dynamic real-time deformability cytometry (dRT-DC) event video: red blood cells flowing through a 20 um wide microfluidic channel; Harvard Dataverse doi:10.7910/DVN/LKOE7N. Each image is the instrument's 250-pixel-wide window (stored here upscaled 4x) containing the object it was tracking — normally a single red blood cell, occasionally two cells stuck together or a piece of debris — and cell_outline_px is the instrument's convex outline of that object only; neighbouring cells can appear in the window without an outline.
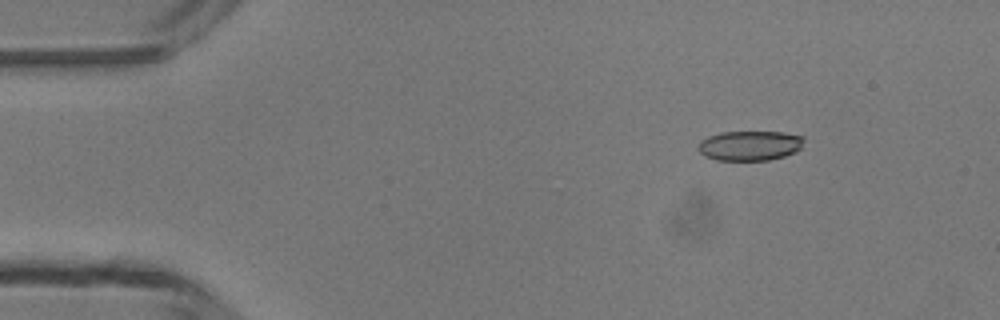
{"species": "common noctule bat (a hibernating species)", "species_latin": "Nyctalus noctula", "temperature_condition": "room temperature", "stored_images_in_passage": 4, "camera_frame_rate_fps": 3000, "um_per_image_px": 0.085, "animal": {"sex": "male", "body_mass_g": 13.3}, "frame": {"image": 1, "passage_image": 2, "time_ms": 1.333, "image_size_px": [1000, 320], "cell_outline_px": [[804, 140], [800, 148], [796, 152], [784, 156], [768, 160], [716, 160], [700, 152], [700, 140], [708, 136], [720, 132], [780, 132], [804, 136]], "centroid_in_image_um": [63.77, 12.37], "position_along_channel_um": 21.2, "area_um2": 18.21}}
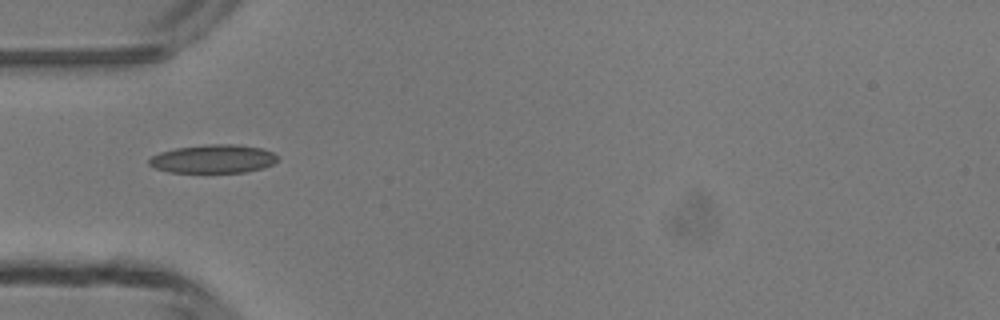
{"frame": {"image": 2, "passage_image": 4, "time_ms": 4.333, "image_size_px": [1000, 320], "cell_outline_px": [[276, 160], [272, 164], [264, 168], [244, 172], [168, 172], [156, 168], [148, 164], [148, 160], [152, 156], [160, 152], [176, 148], [204, 144], [236, 144], [260, 148], [272, 152], [276, 156]], "centroid_in_image_um": [18.09, 13.5], "position_along_channel_um": 66.9, "area_um2": 21.21}}